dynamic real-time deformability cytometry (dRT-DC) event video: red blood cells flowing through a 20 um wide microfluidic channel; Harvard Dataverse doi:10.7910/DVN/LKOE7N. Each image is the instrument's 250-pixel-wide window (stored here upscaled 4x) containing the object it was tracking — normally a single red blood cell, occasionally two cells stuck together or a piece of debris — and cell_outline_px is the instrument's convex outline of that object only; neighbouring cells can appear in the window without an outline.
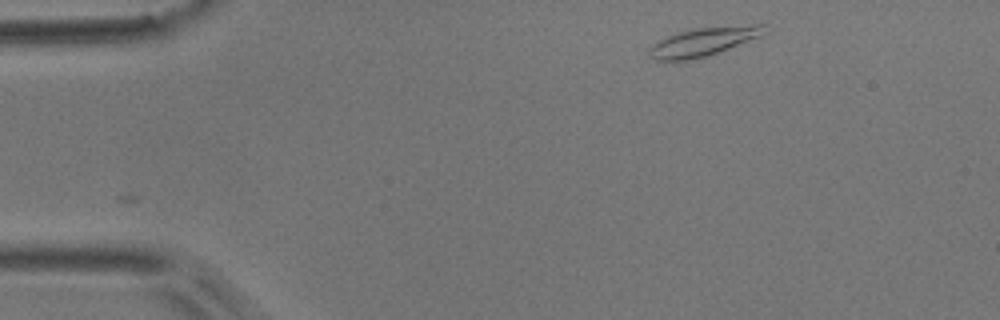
{"species": "common noctule bat (a hibernating species)", "species_latin": "Nyctalus noctula", "temperature_condition": "room temperature", "stored_images_in_passage": 3, "camera_frame_rate_fps": 3000, "um_per_image_px": 0.085, "animal": {"sex": "male", "body_mass_g": 17.9}, "frame": {"image": 1, "passage_image": 1, "time_ms": 0.0, "image_size_px": [1000, 320], "cell_outline_px": [[764, 36], [692, 60], [656, 60], [648, 56], [648, 48], [656, 40], [688, 28], [756, 24], [764, 24]], "centroid_in_image_um": [59.74, 3.53], "position_along_channel_um": 25.3, "area_um2": 19.36}}